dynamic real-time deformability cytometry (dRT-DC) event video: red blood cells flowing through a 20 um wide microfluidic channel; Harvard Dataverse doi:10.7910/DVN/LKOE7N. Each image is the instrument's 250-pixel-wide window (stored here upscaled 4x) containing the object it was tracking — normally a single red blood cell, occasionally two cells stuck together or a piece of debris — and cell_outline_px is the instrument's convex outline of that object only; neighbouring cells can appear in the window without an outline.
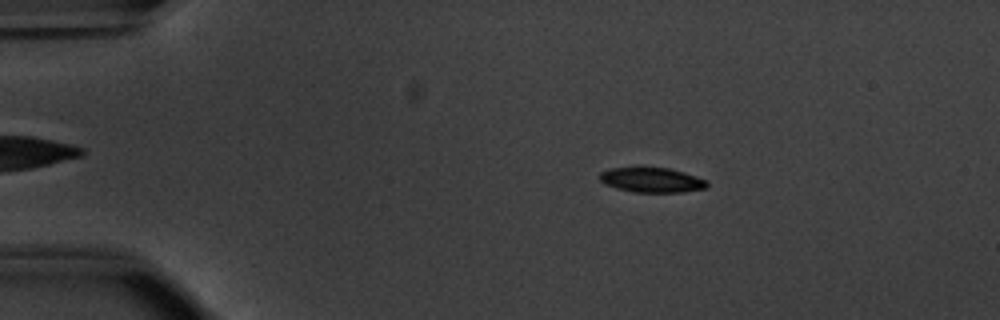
{"species": "common noctule bat (a hibernating species)", "species_latin": "Nyctalus noctula", "temperature_condition": "warm", "stored_images_in_passage": 17, "camera_frame_rate_fps": 3000, "um_per_image_px": 0.085, "animal": {"sex": "male", "body_mass_g": 20.1, "forearm_length_mm": 53.5}, "frame": {"image": 1, "passage_image": 10, "time_ms": 3.0, "image_size_px": [1000, 320], "cell_outline_px": [[708, 188], [684, 192], [632, 192], [616, 188], [604, 184], [600, 180], [600, 172], [612, 168], [668, 168], [684, 172], [708, 180]], "centroid_in_image_um": [55.44, 15.31], "position_along_channel_um": 29.6, "area_um2": 15.55}}